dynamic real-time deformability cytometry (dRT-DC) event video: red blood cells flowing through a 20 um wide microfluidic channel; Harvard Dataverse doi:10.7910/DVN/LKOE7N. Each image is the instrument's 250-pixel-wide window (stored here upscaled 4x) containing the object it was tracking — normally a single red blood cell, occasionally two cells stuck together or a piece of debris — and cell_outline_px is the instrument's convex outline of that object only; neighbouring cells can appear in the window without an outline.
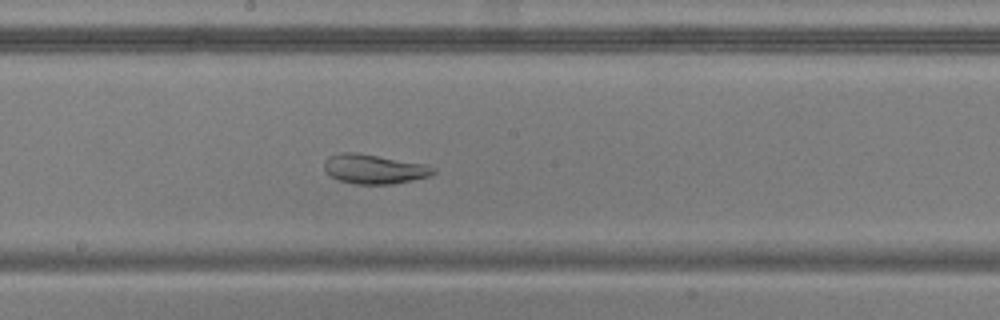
{"species": "common noctule bat (a hibernating species)", "species_latin": "Nyctalus noctula", "temperature_condition": "warm", "stored_images_in_passage": 52, "camera_frame_rate_fps": 3000, "um_per_image_px": 0.085, "animal": {"sex": "male", "body_mass_g": 20.5, "forearm_length_mm": 52.5}, "frame": {"image": 1, "passage_image": 27, "time_ms": 8.667, "image_size_px": [1000, 320], "cell_outline_px": [[436, 172], [432, 176], [392, 184], [352, 184], [340, 180], [332, 176], [324, 168], [324, 160], [328, 156], [340, 152], [356, 152], [424, 164], [436, 168]], "centroid_in_image_um": [31.81, 14.36], "position_along_channel_um": 216.4, "area_um2": 18.73}}
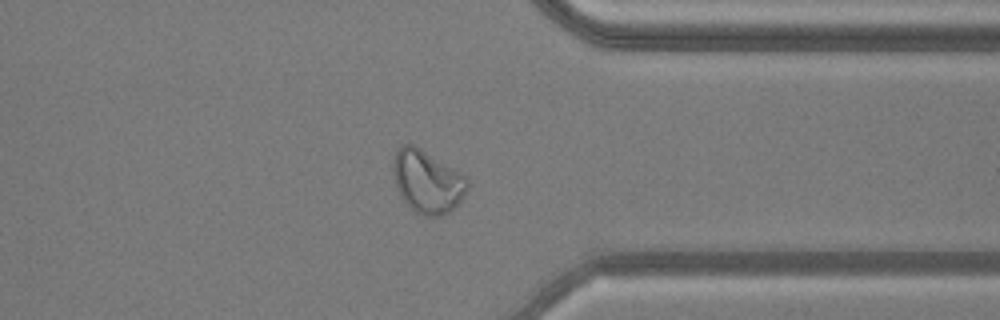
{"frame": {"image": 2, "passage_image": 40, "time_ms": 13.0, "image_size_px": [1000, 320], "cell_outline_px": [[468, 188], [464, 196], [448, 212], [440, 216], [424, 216], [416, 212], [400, 196], [396, 184], [392, 168], [392, 164], [396, 152], [400, 144], [412, 144], [420, 148], [468, 176]], "centroid_in_image_um": [36.33, 15.41], "position_along_channel_um": 375.1, "area_um2": 27.05}}
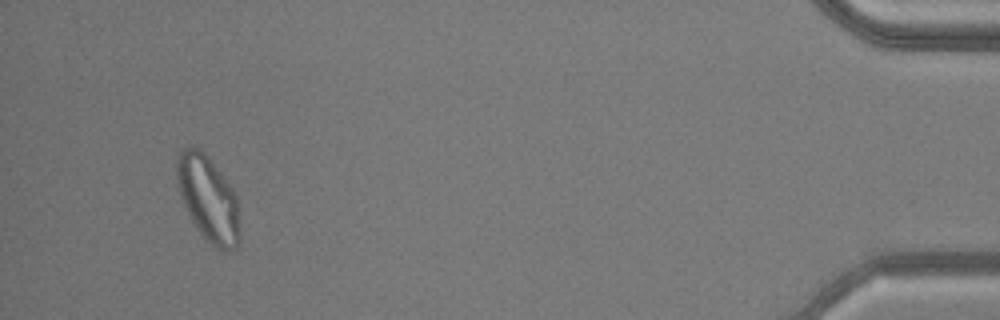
{"frame": {"image": 3, "passage_image": 49, "time_ms": 16.0, "image_size_px": [1000, 320], "cell_outline_px": [[240, 240], [236, 248], [228, 252], [220, 252], [200, 232], [192, 220], [180, 196], [176, 180], [176, 156], [184, 148], [200, 148], [208, 156], [232, 188], [236, 196], [240, 228]], "centroid_in_image_um": [17.71, 16.91], "position_along_channel_um": 417.5, "area_um2": 31.39}}